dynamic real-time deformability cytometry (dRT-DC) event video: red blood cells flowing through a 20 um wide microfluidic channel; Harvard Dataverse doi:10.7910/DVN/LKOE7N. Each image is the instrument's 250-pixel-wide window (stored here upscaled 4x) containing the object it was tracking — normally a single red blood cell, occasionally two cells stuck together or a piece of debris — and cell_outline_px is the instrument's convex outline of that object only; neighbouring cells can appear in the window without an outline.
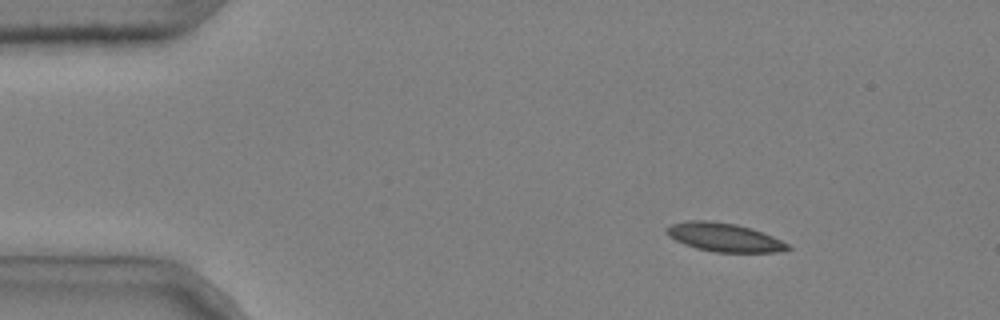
{"species": "common noctule bat (a hibernating species)", "species_latin": "Nyctalus noctula", "temperature_condition": "cold", "stored_images_in_passage": 6, "camera_frame_rate_fps": 3000, "um_per_image_px": 0.085, "animal": {"sex": "male", "body_mass_g": 20.4}, "frame": {"image": 1, "passage_image": 2, "time_ms": 0.333, "image_size_px": [1000, 320], "cell_outline_px": [[792, 248], [776, 252], [716, 252], [696, 248], [684, 244], [668, 236], [664, 228], [672, 224], [688, 220], [708, 220], [736, 224], [752, 228], [772, 236], [788, 244]], "centroid_in_image_um": [61.52, 20.16], "position_along_channel_um": 23.5, "area_um2": 20.11}}